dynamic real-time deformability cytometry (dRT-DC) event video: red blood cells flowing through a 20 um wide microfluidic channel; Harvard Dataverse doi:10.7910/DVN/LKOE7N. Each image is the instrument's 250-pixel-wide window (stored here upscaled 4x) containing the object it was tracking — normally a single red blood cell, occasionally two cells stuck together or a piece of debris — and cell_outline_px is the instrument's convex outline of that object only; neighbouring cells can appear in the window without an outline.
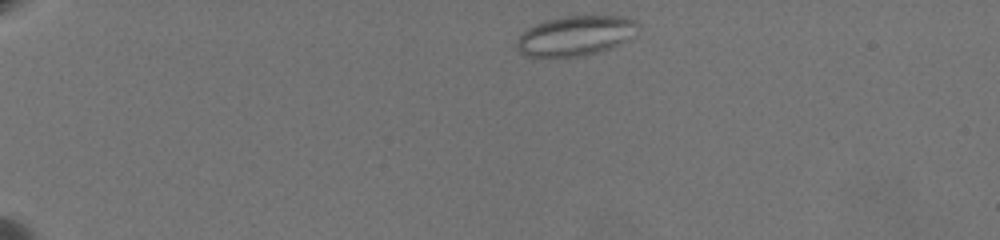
{"species": "common noctule bat (a hibernating species)", "species_latin": "Nyctalus noctula", "temperature_condition": "warm", "stored_images_in_passage": 50, "camera_frame_rate_fps": 3000, "um_per_image_px": 0.085, "animal": {"sex": "female", "body_mass_g": 19.5, "forearm_length_mm": 54.1}, "frame": {"image": 1, "passage_image": 2, "time_ms": 0.333, "image_size_px": [1000, 240], "cell_outline_px": [[640, 28], [624, 40], [608, 48], [596, 52], [580, 56], [528, 56], [520, 52], [516, 44], [516, 40], [528, 28], [536, 24], [548, 20], [564, 16], [624, 16], [636, 20], [640, 24]], "centroid_in_image_um": [48.92, 3.01], "position_along_channel_um": 36.1, "area_um2": 27.57}}
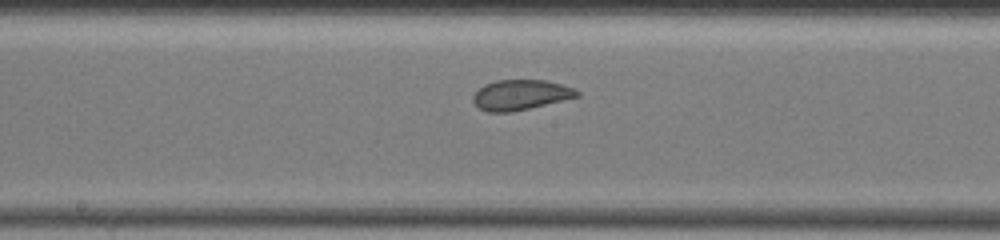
{"frame": {"image": 2, "passage_image": 24, "time_ms": 7.667, "image_size_px": [1000, 240], "cell_outline_px": [[580, 96], [528, 108], [508, 112], [488, 112], [480, 108], [472, 100], [472, 96], [484, 84], [496, 80], [544, 80], [576, 88], [580, 92]], "centroid_in_image_um": [44.25, 8.05], "position_along_channel_um": 203.9, "area_um2": 18.09}}
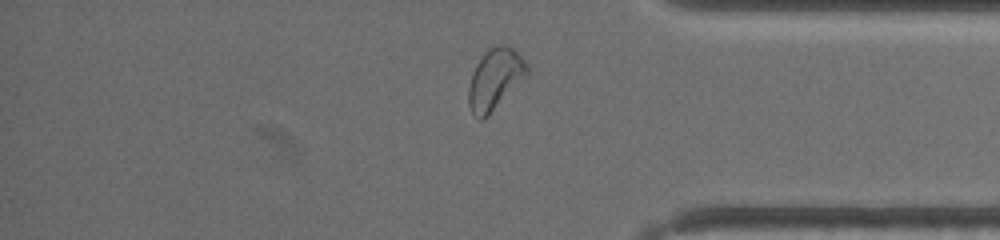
{"frame": {"image": 3, "passage_image": 41, "time_ms": 13.333, "image_size_px": [1000, 240], "cell_outline_px": [[528, 76], [488, 116], [480, 120], [472, 112], [468, 104], [468, 88], [472, 72], [476, 64], [488, 48], [496, 44], [508, 44], [528, 64]], "centroid_in_image_um": [42.09, 6.71], "position_along_channel_um": 393.1, "area_um2": 20.98}, "authors_computed_cell_mechanics": {"area_um2": 21.0392, "velocity_mm_per_s": 3.4777, "shape_relaxation_time_tau1_ms": null, "shape_relaxation_time_tau2_ms": 1.1764, "deformation_change_tau1": null, "deformation_change_tau2": 0.0659}}